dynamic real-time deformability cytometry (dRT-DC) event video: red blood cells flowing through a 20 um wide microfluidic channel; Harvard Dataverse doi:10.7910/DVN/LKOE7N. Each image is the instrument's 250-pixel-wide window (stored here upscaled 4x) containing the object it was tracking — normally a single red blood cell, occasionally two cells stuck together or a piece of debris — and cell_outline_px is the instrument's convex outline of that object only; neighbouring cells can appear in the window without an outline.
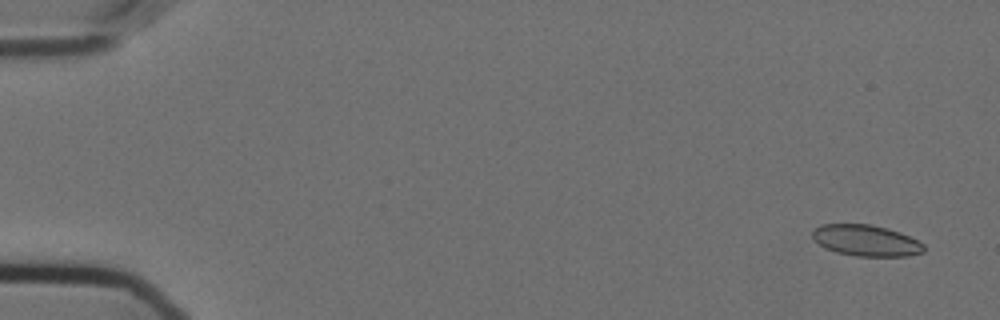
{"species": "Egyptian fruit bat (a non-hibernating species)", "species_latin": "Rousettus aegyptiacus", "temperature_condition": "cold", "stored_images_in_passage": 57, "camera_frame_rate_fps": 3000, "um_per_image_px": 0.085, "animal": {"sex": "female"}, "frame": {"image": 1, "passage_image": 3, "time_ms": 0.667, "image_size_px": [1000, 320], "cell_outline_px": [[924, 252], [908, 256], [856, 256], [836, 252], [820, 244], [812, 236], [812, 232], [820, 224], [872, 224], [888, 228], [900, 232], [924, 244]], "centroid_in_image_um": [73.64, 20.44], "position_along_channel_um": 11.4, "area_um2": 20.11}}
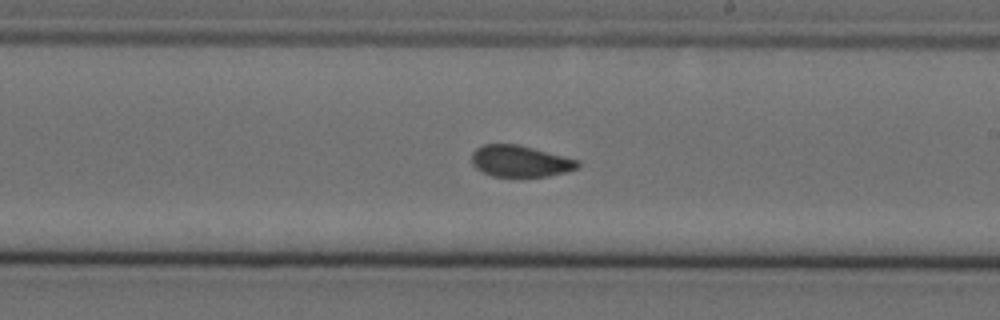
{"frame": {"image": 2, "passage_image": 34, "time_ms": 11.0, "image_size_px": [1000, 320], "cell_outline_px": [[580, 164], [576, 168], [564, 172], [548, 176], [492, 176], [476, 168], [472, 164], [472, 152], [476, 148], [484, 144], [520, 144], [580, 160]], "centroid_in_image_um": [44.21, 13.68], "position_along_channel_um": 244.8, "area_um2": 19.42}}
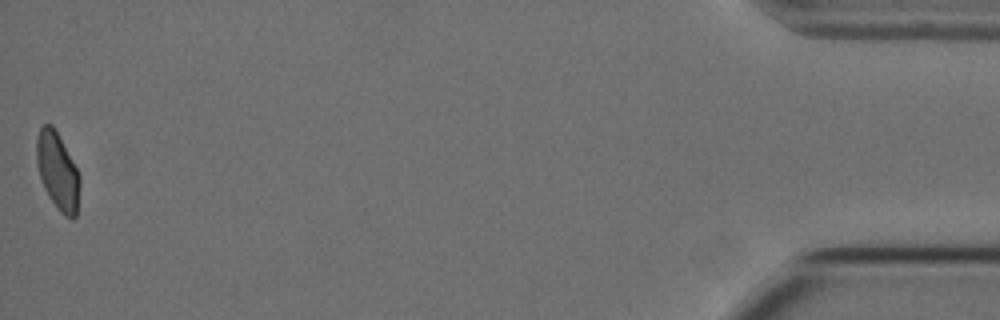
{"frame": {"image": 3, "passage_image": 57, "time_ms": 18.667, "image_size_px": [1000, 320], "cell_outline_px": [[80, 184], [76, 216], [72, 220], [64, 216], [56, 208], [48, 196], [44, 188], [36, 164], [36, 140], [40, 128], [44, 124], [52, 124], [76, 168], [80, 176]], "centroid_in_image_um": [4.88, 14.59], "position_along_channel_um": 430.3, "area_um2": 19.36}, "authors_computed_cell_mechanics": {"area_um2": 20.1722, "velocity_mm_per_s": 3.5922, "shape_relaxation_time_tau1_ms": null, "shape_relaxation_time_tau2_ms": 2.0777, "deformation_change_tau1": null, "deformation_change_tau2": 0.0374}}